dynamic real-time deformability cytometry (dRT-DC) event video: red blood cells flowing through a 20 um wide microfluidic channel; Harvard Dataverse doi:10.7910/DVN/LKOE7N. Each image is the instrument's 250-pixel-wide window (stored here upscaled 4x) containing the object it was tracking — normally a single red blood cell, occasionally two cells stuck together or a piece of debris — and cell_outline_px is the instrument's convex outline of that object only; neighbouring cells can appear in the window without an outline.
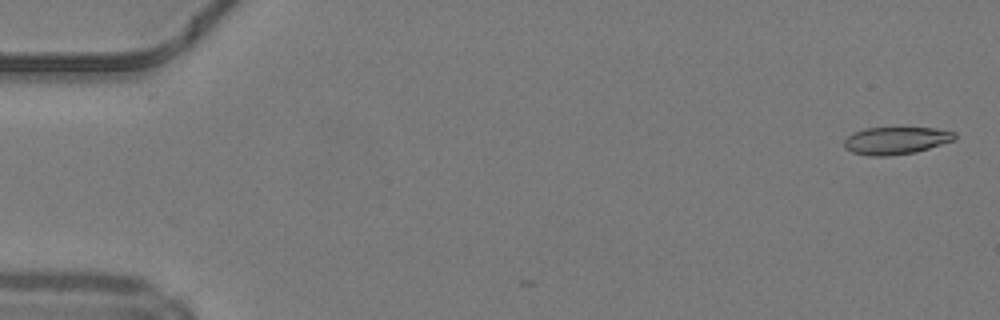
{"species": "common noctule bat (a hibernating species)", "species_latin": "Nyctalus noctula", "temperature_condition": "warm", "stored_images_in_passage": 6, "camera_frame_rate_fps": 3000, "um_per_image_px": 0.085, "animal": {"sex": "male", "body_mass_g": 19.2, "forearm_length_mm": 51.8}, "frame": {"image": 1, "passage_image": 2, "time_ms": 0.333, "image_size_px": [1000, 320], "cell_outline_px": [[956, 140], [916, 152], [888, 156], [868, 156], [852, 152], [844, 148], [844, 140], [852, 132], [864, 128], [936, 128], [956, 132]], "centroid_in_image_um": [76.15, 11.95], "position_along_channel_um": 8.8, "area_um2": 17.86}}